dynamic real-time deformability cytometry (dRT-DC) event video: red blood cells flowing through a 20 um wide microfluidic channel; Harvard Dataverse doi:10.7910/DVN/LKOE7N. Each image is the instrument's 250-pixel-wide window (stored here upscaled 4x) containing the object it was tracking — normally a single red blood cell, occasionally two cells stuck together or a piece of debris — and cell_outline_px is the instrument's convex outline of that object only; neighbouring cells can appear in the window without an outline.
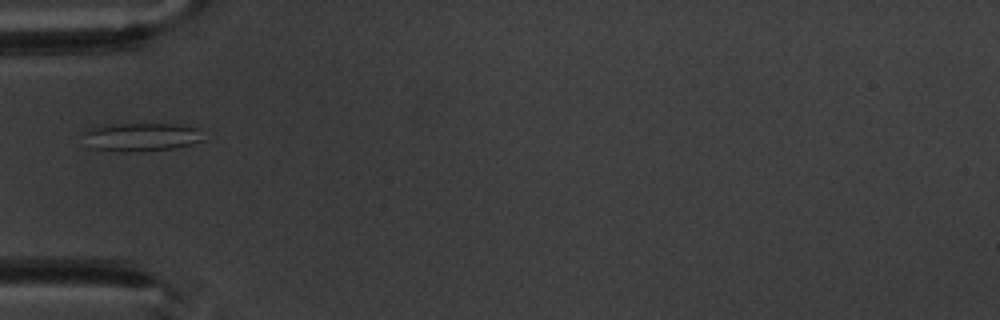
{"species": "common noctule bat (a hibernating species)", "species_latin": "Nyctalus noctula", "temperature_condition": "warm", "stored_images_in_passage": 5, "camera_frame_rate_fps": 3000, "um_per_image_px": 0.085, "animal": {"sex": "male", "body_mass_g": 20.1, "forearm_length_mm": 53.5}, "frame": {"image": 1, "passage_image": 5, "time_ms": 4.667, "image_size_px": [1000, 320], "cell_outline_px": [[200, 140], [192, 144], [172, 148], [128, 152], [124, 152], [96, 148], [84, 132], [92, 128], [120, 124], [176, 124], [196, 128]], "centroid_in_image_um": [12.07, 11.64], "position_along_channel_um": 72.9, "area_um2": 18.61}}